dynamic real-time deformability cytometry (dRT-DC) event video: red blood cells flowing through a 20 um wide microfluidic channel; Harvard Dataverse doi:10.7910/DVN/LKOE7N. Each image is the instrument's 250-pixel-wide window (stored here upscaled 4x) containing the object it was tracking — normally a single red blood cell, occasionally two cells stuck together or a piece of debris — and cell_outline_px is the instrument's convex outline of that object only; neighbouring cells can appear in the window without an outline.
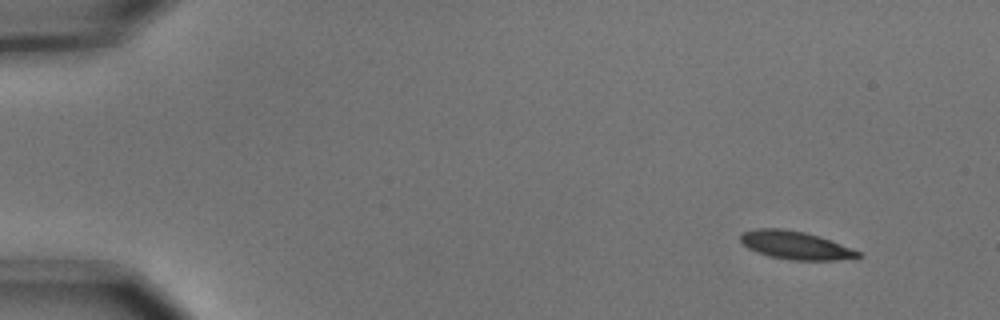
{"species": "common noctule bat (a hibernating species)", "species_latin": "Nyctalus noctula", "temperature_condition": "cold", "stored_images_in_passage": 5, "camera_frame_rate_fps": 3000, "um_per_image_px": 0.085, "animal": {"sex": "male", "body_mass_g": 15.6}, "frame": {"image": 1, "passage_image": 1, "time_ms": 0.0, "image_size_px": [1000, 320], "cell_outline_px": [[864, 256], [836, 260], [792, 260], [768, 256], [756, 252], [748, 248], [740, 240], [740, 232], [756, 228], [780, 228], [804, 232], [820, 236], [860, 252]], "centroid_in_image_um": [67.57, 20.84], "position_along_channel_um": 17.4, "area_um2": 19.25}}
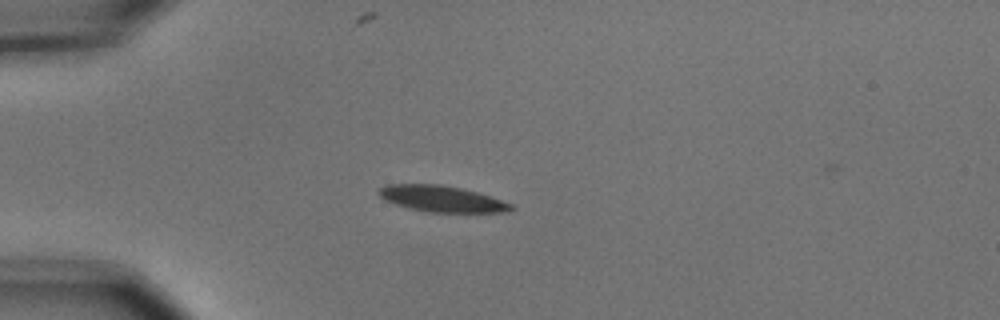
{"frame": {"image": 2, "passage_image": 4, "time_ms": 1.0, "image_size_px": [1000, 320], "cell_outline_px": [[516, 208], [504, 212], [428, 212], [408, 208], [384, 200], [376, 192], [380, 188], [388, 184], [440, 184], [460, 188], [476, 192], [512, 204]], "centroid_in_image_um": [37.51, 16.9], "position_along_channel_um": 47.5, "area_um2": 20.0}}